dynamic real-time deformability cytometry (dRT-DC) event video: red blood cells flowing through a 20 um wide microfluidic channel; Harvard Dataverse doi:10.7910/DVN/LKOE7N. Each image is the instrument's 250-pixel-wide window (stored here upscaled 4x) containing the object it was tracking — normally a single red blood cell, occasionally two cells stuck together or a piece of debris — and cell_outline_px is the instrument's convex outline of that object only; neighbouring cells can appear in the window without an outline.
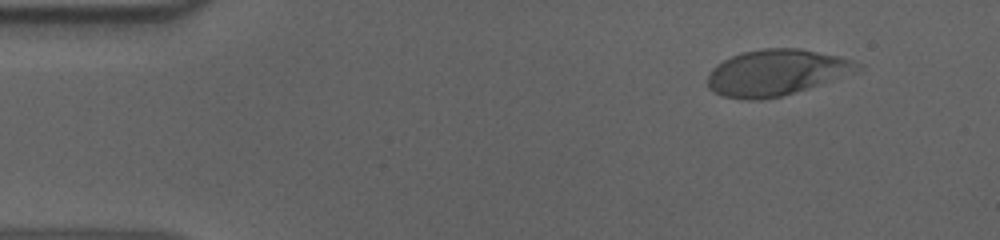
{"species": "human", "species_latin": "Homo sapiens", "temperature_condition": "cold", "stored_images_in_passage": 51, "camera_frame_rate_fps": 3000, "um_per_image_px": 0.085, "donor": {"sex": "male"}, "frame": {"image": 1, "passage_image": 1, "time_ms": 0.0, "image_size_px": [1000, 240], "cell_outline_px": [[864, 68], [808, 88], [780, 96], [760, 100], [748, 100], [724, 96], [708, 88], [708, 76], [712, 68], [716, 64], [732, 56], [744, 52], [764, 48], [800, 48], [840, 56], [852, 60], [860, 64]], "centroid_in_image_um": [65.97, 6.15], "position_along_channel_um": 19.0, "area_um2": 39.77}}
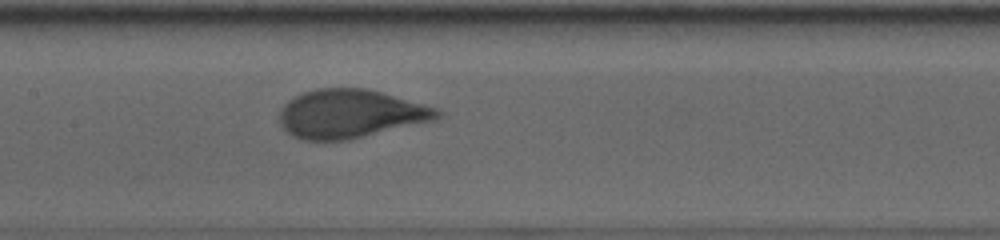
{"frame": {"image": 2, "passage_image": 22, "time_ms": 7.0, "image_size_px": [1000, 240], "cell_outline_px": [[444, 112], [436, 120], [348, 140], [300, 140], [292, 136], [280, 124], [280, 108], [288, 100], [304, 92], [316, 88], [364, 88], [380, 92], [436, 108]], "centroid_in_image_um": [29.76, 9.68], "position_along_channel_um": 177.6, "area_um2": 44.51}}
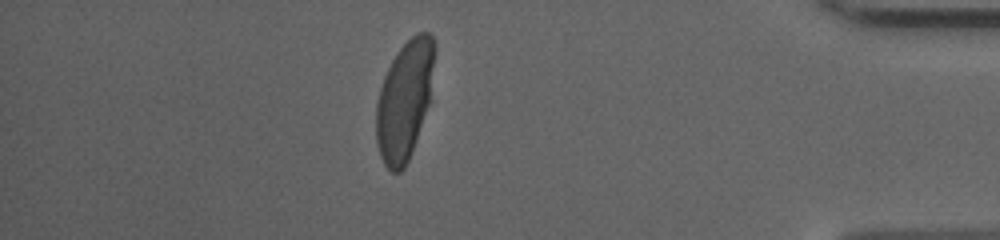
{"frame": {"image": 3, "passage_image": 44, "time_ms": 14.333, "image_size_px": [1000, 240], "cell_outline_px": [[436, 48], [432, 100], [408, 160], [404, 168], [400, 172], [392, 172], [384, 164], [380, 156], [376, 140], [376, 104], [380, 88], [384, 76], [392, 60], [400, 48], [416, 32], [428, 32], [432, 36], [436, 44]], "centroid_in_image_um": [34.43, 8.49], "position_along_channel_um": 400.8, "area_um2": 41.15}, "authors_computed_cell_mechanics": {"area_um2": 43.2922, "velocity_mm_per_s": 3.6018, "shape_relaxation_time_tau1_ms": 4.7423, "shape_relaxation_time_tau2_ms": null, "deformation_change_tau1": 0.1901, "deformation_change_tau2": null}}